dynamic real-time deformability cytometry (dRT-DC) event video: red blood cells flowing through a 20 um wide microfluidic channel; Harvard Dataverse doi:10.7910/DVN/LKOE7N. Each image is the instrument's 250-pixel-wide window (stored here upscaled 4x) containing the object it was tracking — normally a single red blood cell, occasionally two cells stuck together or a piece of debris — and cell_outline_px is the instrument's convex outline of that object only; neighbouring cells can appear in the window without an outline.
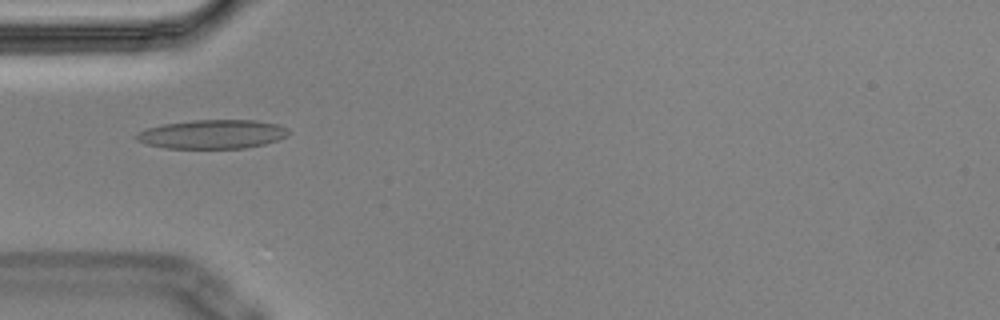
{"species": "Egyptian fruit bat (a non-hibernating species)", "species_latin": "Rousettus aegyptiacus", "temperature_condition": "cold", "stored_images_in_passage": 12, "camera_frame_rate_fps": 3000, "um_per_image_px": 0.085, "animal": {"sex": "male"}, "frame": {"image": 1, "passage_image": 4, "time_ms": 1.0, "image_size_px": [1000, 320], "cell_outline_px": [[292, 132], [288, 136], [264, 144], [244, 148], [164, 148], [148, 144], [136, 140], [132, 136], [136, 132], [148, 128], [164, 124], [192, 120], [256, 120], [280, 124], [288, 128]], "centroid_in_image_um": [18.07, 11.4], "position_along_channel_um": 66.9, "area_um2": 25.89}}
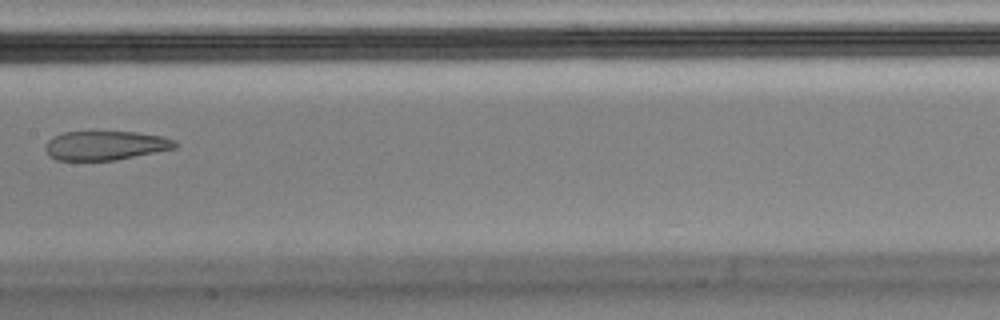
{"frame": {"image": 2, "passage_image": 7, "time_ms": 2.0, "image_size_px": [1000, 320], "cell_outline_px": [[176, 148], [116, 160], [56, 160], [48, 156], [44, 148], [44, 144], [52, 136], [64, 132], [136, 132], [160, 136], [176, 140]], "centroid_in_image_um": [8.91, 12.37], "position_along_channel_um": 198.5, "area_um2": 22.08}}